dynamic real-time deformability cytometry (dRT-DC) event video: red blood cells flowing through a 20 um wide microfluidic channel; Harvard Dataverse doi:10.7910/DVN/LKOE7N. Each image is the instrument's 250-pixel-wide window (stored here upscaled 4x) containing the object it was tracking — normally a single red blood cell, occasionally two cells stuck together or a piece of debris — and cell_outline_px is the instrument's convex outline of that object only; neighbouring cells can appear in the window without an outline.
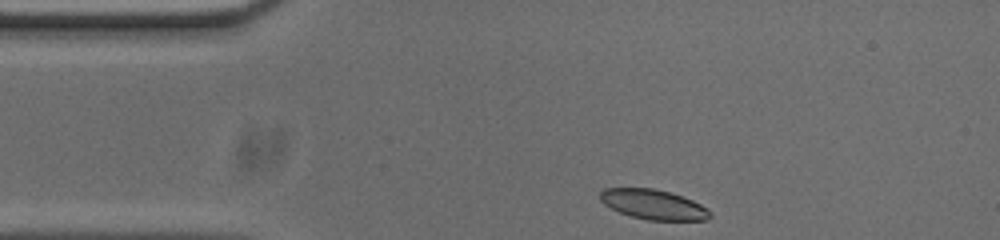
{"species": "common noctule bat (a hibernating species)", "species_latin": "Nyctalus noctula", "temperature_condition": "cold", "stored_images_in_passage": 36, "camera_frame_rate_fps": 3000, "um_per_image_px": 0.085, "animal": {"sex": "male", "body_mass_g": 20.0, "forearm_length_mm": 53.3}, "frame": {"image": 1, "passage_image": 1, "time_ms": 0.0, "image_size_px": [1000, 240], "cell_outline_px": [[712, 216], [708, 220], [648, 220], [632, 216], [620, 212], [604, 204], [600, 200], [600, 192], [604, 188], [652, 188], [672, 192], [692, 200], [700, 204], [712, 212]], "centroid_in_image_um": [55.56, 17.37], "position_along_channel_um": 29.4, "area_um2": 19.13}}
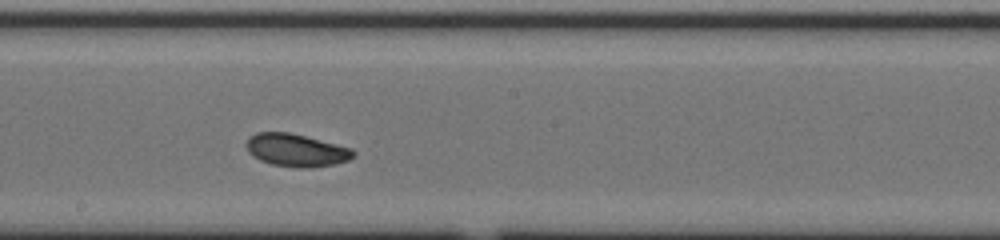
{"frame": {"image": 2, "passage_image": 20, "time_ms": 6.333, "image_size_px": [1000, 240], "cell_outline_px": [[356, 156], [348, 160], [332, 164], [308, 168], [296, 168], [272, 164], [260, 160], [252, 156], [248, 152], [248, 136], [256, 132], [288, 132], [352, 148], [356, 152]], "centroid_in_image_um": [25.18, 12.77], "position_along_channel_um": 223.0, "area_um2": 20.29}}
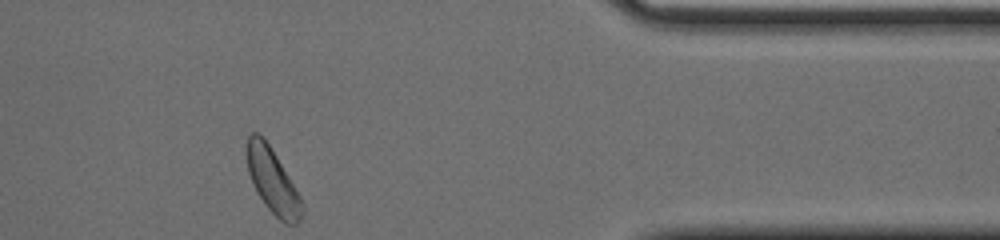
{"frame": {"image": 3, "passage_image": 36, "time_ms": 11.667, "image_size_px": [1000, 240], "cell_outline_px": [[304, 212], [300, 220], [296, 224], [284, 224], [264, 204], [256, 192], [252, 184], [248, 172], [244, 152], [244, 148], [248, 136], [252, 132], [256, 132], [268, 144], [276, 156], [300, 196], [304, 204]], "centroid_in_image_um": [23.14, 15.39], "position_along_channel_um": 388.3, "area_um2": 20.98}, "authors_computed_cell_mechanics": {"area_um2": 20.1722, "velocity_mm_per_s": 3.6707, "shape_relaxation_time_tau1_ms": 1.5754, "shape_relaxation_time_tau2_ms": 3.4676, "deformation_change_tau1": 0.0722, "deformation_change_tau2": 0.0722}}